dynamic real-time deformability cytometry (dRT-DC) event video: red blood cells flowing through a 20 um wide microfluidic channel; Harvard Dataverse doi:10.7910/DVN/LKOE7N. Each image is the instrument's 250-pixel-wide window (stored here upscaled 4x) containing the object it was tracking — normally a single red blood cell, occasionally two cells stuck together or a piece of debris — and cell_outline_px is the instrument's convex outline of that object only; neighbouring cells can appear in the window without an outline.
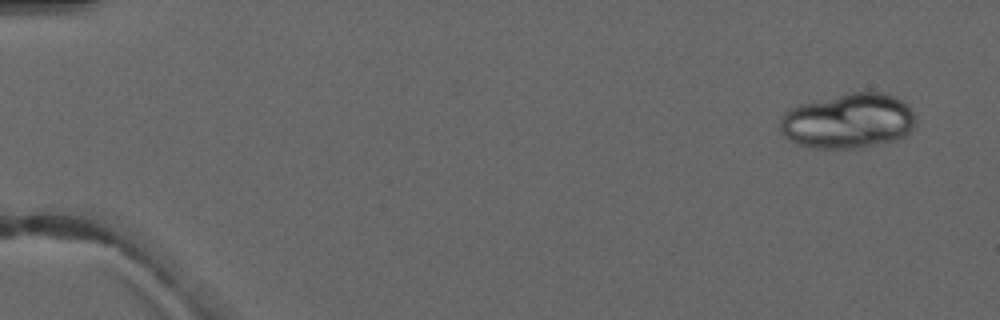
{"species": "common noctule bat (a hibernating species)", "species_latin": "Nyctalus noctula", "temperature_condition": "warm", "stored_images_in_passage": 4, "camera_frame_rate_fps": 3000, "um_per_image_px": 0.085, "animal": {"sex": "male", "forearm_length_mm": 52.5}, "frame": {"image": 1, "passage_image": 1, "time_ms": 0.0, "image_size_px": [1000, 320], "cell_outline_px": [[916, 124], [900, 140], [856, 148], [812, 148], [796, 144], [788, 140], [780, 132], [780, 120], [784, 112], [788, 108], [800, 104], [852, 92], [884, 92], [908, 104], [912, 112]], "centroid_in_image_um": [72.07, 10.29], "position_along_channel_um": 12.9, "area_um2": 43.7}}